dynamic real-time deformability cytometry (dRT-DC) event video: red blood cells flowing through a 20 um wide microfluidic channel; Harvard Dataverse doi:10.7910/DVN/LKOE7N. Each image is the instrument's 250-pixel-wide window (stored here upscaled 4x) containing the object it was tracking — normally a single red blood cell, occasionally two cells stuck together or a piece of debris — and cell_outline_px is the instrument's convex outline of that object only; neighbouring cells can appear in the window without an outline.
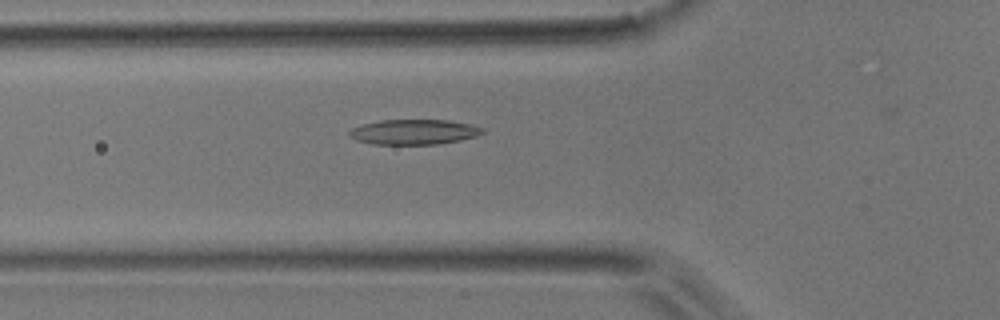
{"species": "common noctule bat (a hibernating species)", "species_latin": "Nyctalus noctula", "temperature_condition": "room temperature", "stored_images_in_passage": 51, "camera_frame_rate_fps": 3000, "um_per_image_px": 0.085, "animal": {"sex": "male", "body_mass_g": 17.9}, "frame": {"image": 1, "passage_image": 18, "time_ms": 5.667, "image_size_px": [1000, 320], "cell_outline_px": [[484, 132], [476, 136], [460, 140], [436, 144], [372, 144], [356, 140], [348, 136], [348, 132], [352, 128], [364, 124], [380, 120], [448, 120], [468, 124], [484, 128]], "centroid_in_image_um": [35.16, 11.22], "position_along_channel_um": 90.6, "area_um2": 19.36}}
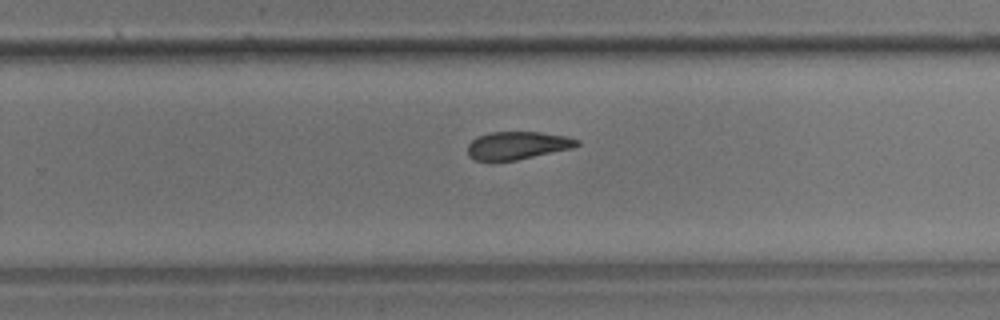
{"frame": {"image": 2, "passage_image": 33, "time_ms": 10.667, "image_size_px": [1000, 320], "cell_outline_px": [[580, 144], [572, 148], [516, 160], [492, 164], [476, 160], [468, 156], [468, 144], [476, 136], [488, 132], [540, 132], [568, 136], [580, 140]], "centroid_in_image_um": [43.92, 12.39], "position_along_channel_um": 285.9, "area_um2": 18.32}}
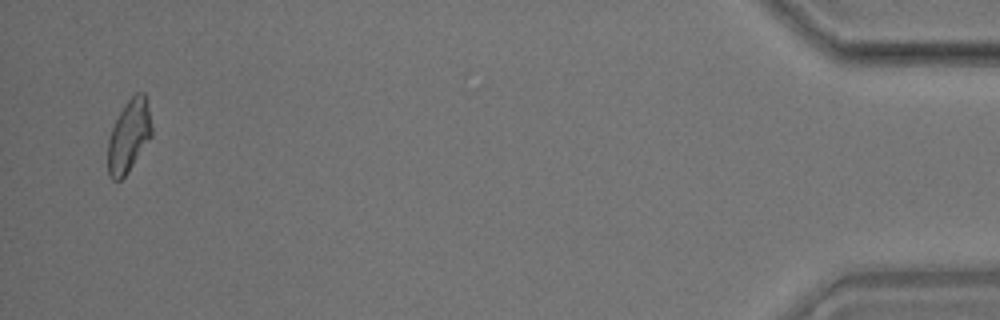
{"frame": {"image": 3, "passage_image": 50, "time_ms": 16.333, "image_size_px": [1000, 320], "cell_outline_px": [[152, 136], [124, 176], [120, 180], [112, 180], [108, 176], [108, 140], [112, 128], [124, 104], [136, 92], [144, 92], [148, 100], [152, 128]], "centroid_in_image_um": [10.96, 11.52], "position_along_channel_um": 424.2, "area_um2": 18.44}, "authors_computed_cell_mechanics": {"area_um2": 19.1318, "velocity_mm_per_s": 3.9027, "shape_relaxation_time_tau1_ms": 10.6402, "shape_relaxation_time_tau2_ms": 6.086, "deformation_change_tau1": 0.2198, "deformation_change_tau2": 0.1604}}